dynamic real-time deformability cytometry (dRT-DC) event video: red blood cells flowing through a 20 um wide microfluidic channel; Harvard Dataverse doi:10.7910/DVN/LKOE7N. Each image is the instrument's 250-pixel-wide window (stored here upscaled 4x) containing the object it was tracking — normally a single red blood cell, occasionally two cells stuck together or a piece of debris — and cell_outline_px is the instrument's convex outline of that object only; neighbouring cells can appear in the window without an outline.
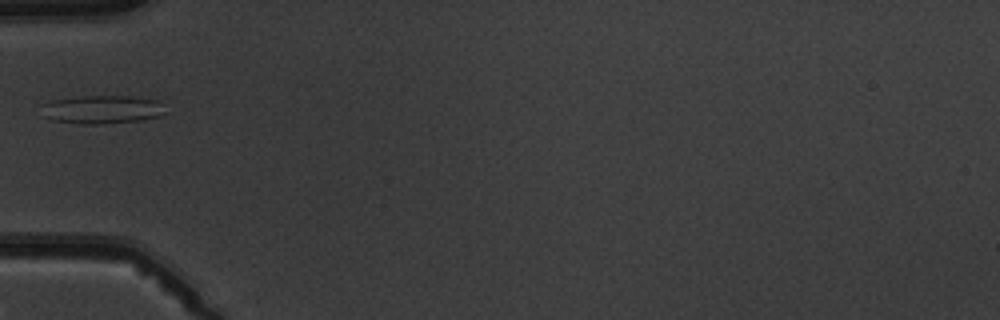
{"species": "common noctule bat (a hibernating species)", "species_latin": "Nyctalus noctula", "temperature_condition": "warm", "stored_images_in_passage": 4, "camera_frame_rate_fps": 3000, "um_per_image_px": 0.085, "animal": {"sex": "male", "body_mass_g": 19.5, "forearm_length_mm": 54.6}, "frame": {"image": 1, "passage_image": 3, "time_ms": 3.333, "image_size_px": [1000, 320], "cell_outline_px": [[168, 112], [160, 116], [140, 120], [96, 124], [80, 124], [52, 120], [44, 116], [40, 104], [52, 100], [84, 96], [128, 96], [160, 100]], "centroid_in_image_um": [8.7, 9.3], "position_along_channel_um": 76.3, "area_um2": 20.63}}
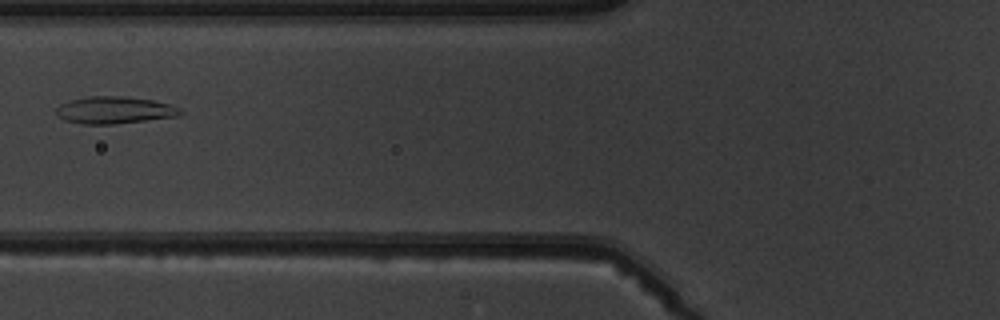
{"frame": {"image": 2, "passage_image": 4, "time_ms": 4.333, "image_size_px": [1000, 320], "cell_outline_px": [[184, 112], [176, 116], [116, 124], [80, 124], [64, 120], [56, 112], [56, 108], [60, 104], [68, 100], [88, 96], [124, 96], [152, 100], [168, 104], [180, 108]], "centroid_in_image_um": [9.69, 9.35], "position_along_channel_um": 116.1, "area_um2": 19.59}}